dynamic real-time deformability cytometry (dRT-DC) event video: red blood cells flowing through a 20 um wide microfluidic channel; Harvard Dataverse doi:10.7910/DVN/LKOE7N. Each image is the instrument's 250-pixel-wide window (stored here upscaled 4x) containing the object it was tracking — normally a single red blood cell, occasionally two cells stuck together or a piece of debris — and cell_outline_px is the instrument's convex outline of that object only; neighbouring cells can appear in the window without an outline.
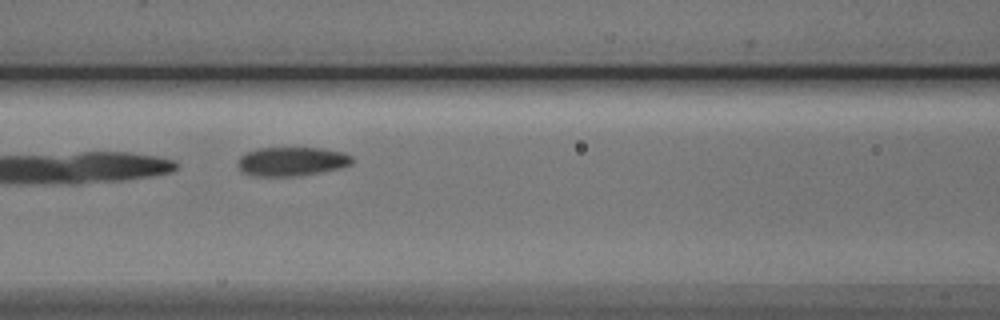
{"species": "Egyptian fruit bat (a non-hibernating species)", "species_latin": "Rousettus aegyptiacus", "temperature_condition": "cold", "stored_images_in_passage": 7, "camera_frame_rate_fps": 3000, "um_per_image_px": 0.085, "animal": {"sex": "male"}, "frame": {"image": 1, "passage_image": 4, "time_ms": 3.667, "image_size_px": [1000, 320], "cell_outline_px": [[352, 164], [320, 172], [296, 176], [256, 176], [240, 172], [236, 164], [240, 156], [244, 152], [256, 148], [324, 148], [344, 152], [352, 156]], "centroid_in_image_um": [24.73, 13.71], "position_along_channel_um": 141.9, "area_um2": 19.48}}
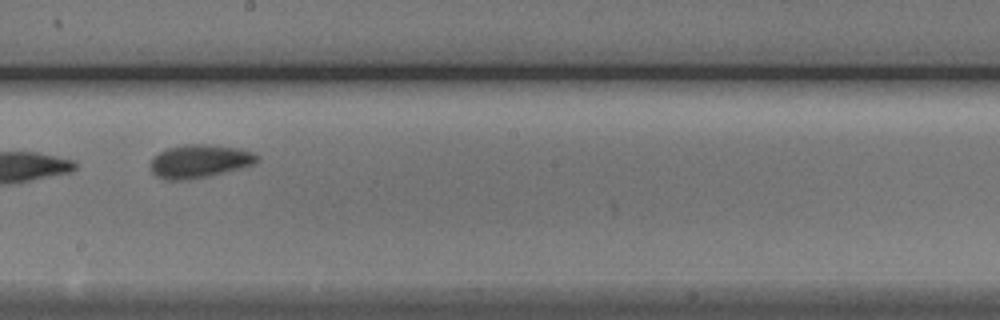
{"frame": {"image": 2, "passage_image": 6, "time_ms": 6.0, "image_size_px": [1000, 320], "cell_outline_px": [[260, 160], [256, 164], [208, 176], [188, 180], [164, 180], [156, 176], [148, 168], [148, 164], [152, 156], [168, 148], [184, 144], [212, 144], [240, 148], [252, 152], [260, 156]], "centroid_in_image_um": [16.94, 13.7], "position_along_channel_um": 231.3, "area_um2": 21.15}}
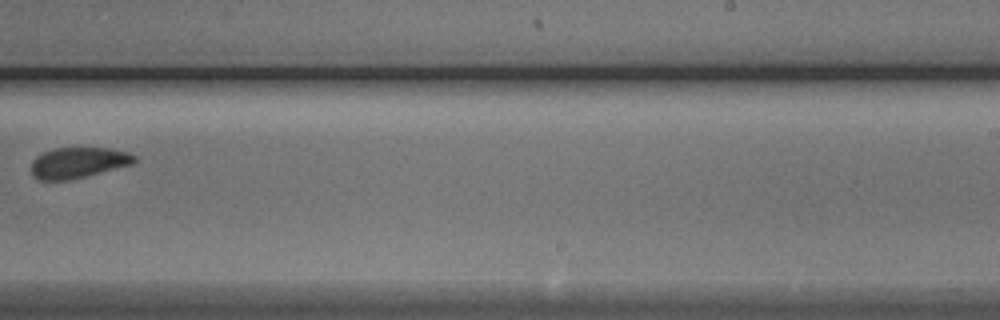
{"frame": {"image": 3, "passage_image": 7, "time_ms": 7.333, "image_size_px": [1000, 320], "cell_outline_px": [[136, 160], [132, 164], [68, 180], [40, 180], [32, 176], [32, 160], [36, 156], [52, 148], [108, 148], [128, 152], [136, 156]], "centroid_in_image_um": [6.62, 13.82], "position_along_channel_um": 282.4, "area_um2": 18.32}}